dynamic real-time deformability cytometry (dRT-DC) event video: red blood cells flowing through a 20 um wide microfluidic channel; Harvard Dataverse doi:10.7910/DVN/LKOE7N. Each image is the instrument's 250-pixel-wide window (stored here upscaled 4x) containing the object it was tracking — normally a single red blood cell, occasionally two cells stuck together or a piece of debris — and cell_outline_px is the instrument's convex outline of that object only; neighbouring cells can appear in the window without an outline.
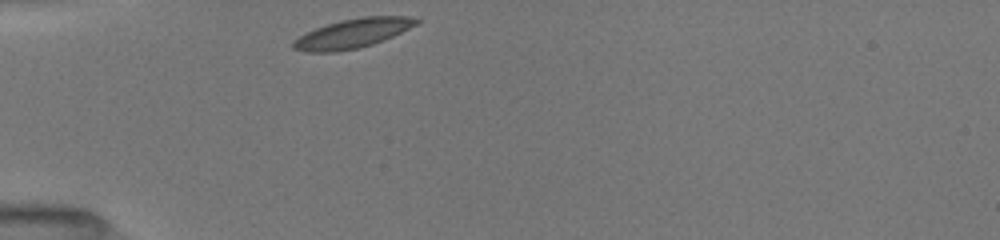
{"species": "common noctule bat (a hibernating species)", "species_latin": "Nyctalus noctula", "temperature_condition": "room temperature", "stored_images_in_passage": 30, "camera_frame_rate_fps": 3000, "um_per_image_px": 0.085, "animal": {"sex": "female", "body_mass_g": 19.5, "forearm_length_mm": 54.1}, "frame": {"image": 1, "passage_image": 1, "time_ms": 0.0, "image_size_px": [1000, 240], "cell_outline_px": [[420, 20], [416, 24], [384, 40], [360, 48], [332, 52], [304, 52], [292, 48], [292, 44], [300, 36], [316, 28], [340, 20], [364, 16], [408, 16]], "centroid_in_image_um": [29.96, 2.84], "position_along_channel_um": 55.0, "area_um2": 20.69}}
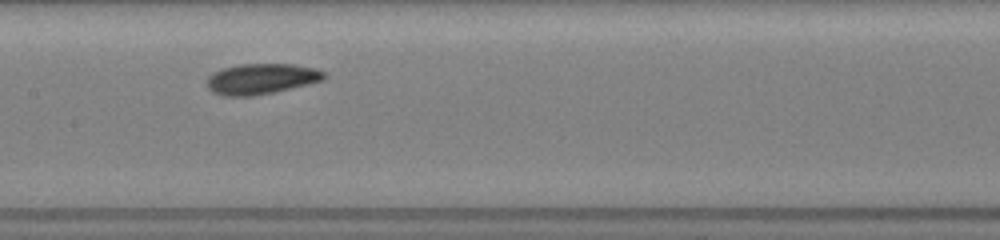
{"frame": {"image": 2, "passage_image": 12, "time_ms": 3.667, "image_size_px": [1000, 240], "cell_outline_px": [[328, 76], [324, 80], [308, 84], [272, 92], [252, 96], [224, 96], [212, 92], [208, 88], [208, 76], [212, 72], [224, 68], [240, 64], [292, 64], [316, 68], [324, 72]], "centroid_in_image_um": [22.22, 6.7], "position_along_channel_um": 185.2, "area_um2": 20.87}}
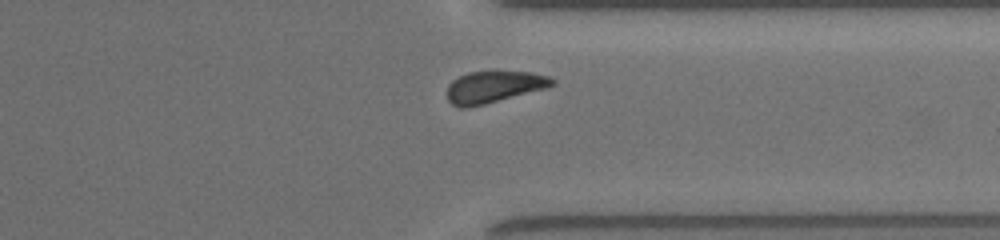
{"frame": {"image": 3, "passage_image": 26, "time_ms": 8.333, "image_size_px": [1000, 240], "cell_outline_px": [[556, 84], [544, 88], [484, 104], [468, 108], [460, 108], [452, 104], [448, 100], [448, 84], [452, 80], [468, 72], [532, 72], [552, 76], [556, 80]], "centroid_in_image_um": [41.99, 7.38], "position_along_channel_um": 369.4, "area_um2": 19.25}, "authors_computed_cell_mechanics": {"area_um2": 20.1144, "velocity_mm_per_s": 3.9461, "shape_relaxation_time_tau1_ms": 1.8779, "shape_relaxation_time_tau2_ms": 7.1537, "deformation_change_tau1": 0.1003, "deformation_change_tau2": 0.1103}}